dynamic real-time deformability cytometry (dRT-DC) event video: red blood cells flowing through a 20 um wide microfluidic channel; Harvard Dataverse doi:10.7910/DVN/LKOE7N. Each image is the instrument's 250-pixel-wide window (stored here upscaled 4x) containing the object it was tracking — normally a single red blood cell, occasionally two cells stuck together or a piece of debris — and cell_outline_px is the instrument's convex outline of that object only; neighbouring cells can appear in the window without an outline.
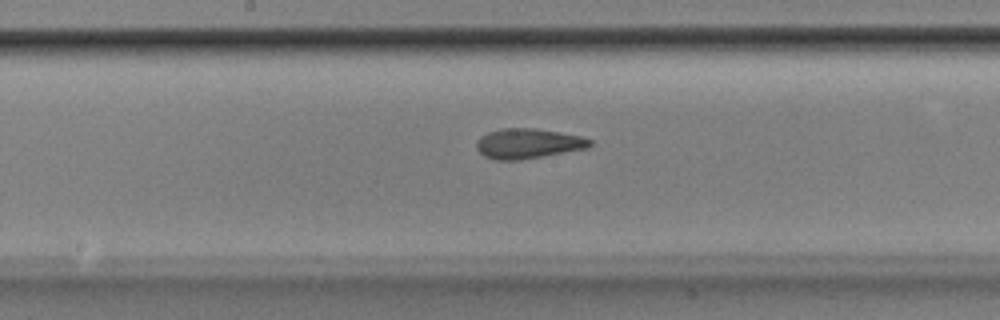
{"species": "Egyptian fruit bat (a non-hibernating species)", "species_latin": "Rousettus aegyptiacus", "temperature_condition": "room temperature", "stored_images_in_passage": 41, "camera_frame_rate_fps": 3000, "um_per_image_px": 0.085, "animal": {"sex": "male"}, "frame": {"image": 1, "passage_image": 16, "time_ms": 5.0, "image_size_px": [1000, 320], "cell_outline_px": [[592, 144], [588, 148], [520, 160], [496, 160], [484, 156], [476, 148], [476, 140], [480, 136], [488, 132], [500, 128], [536, 128], [580, 136], [592, 140]], "centroid_in_image_um": [44.85, 12.2], "position_along_channel_um": 203.3, "area_um2": 19.88}}
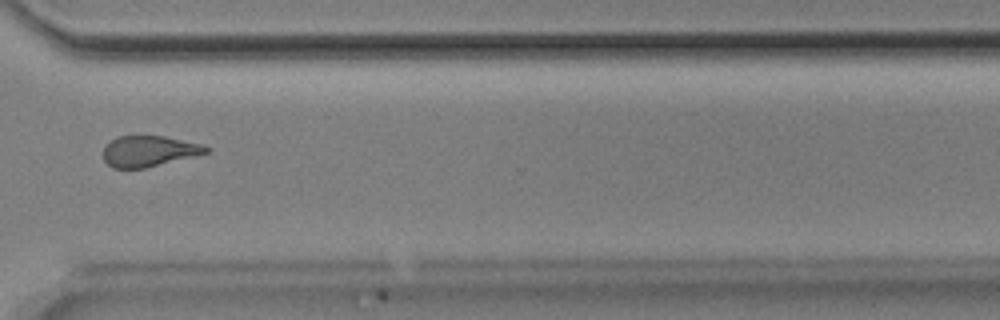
{"frame": {"image": 2, "passage_image": 28, "time_ms": 9.0, "image_size_px": [1000, 320], "cell_outline_px": [[212, 148], [208, 152], [144, 168], [112, 168], [104, 160], [104, 144], [116, 136], [164, 136], [204, 144]], "centroid_in_image_um": [12.64, 12.83], "position_along_channel_um": 358.0, "area_um2": 18.44}}
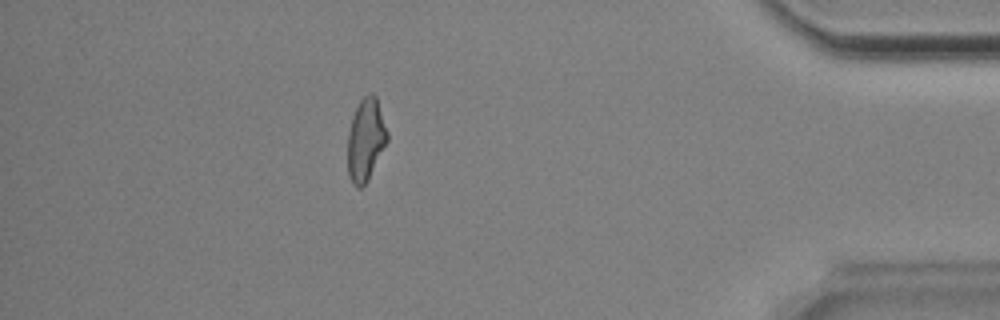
{"frame": {"image": 3, "passage_image": 35, "time_ms": 11.333, "image_size_px": [1000, 320], "cell_outline_px": [[388, 140], [368, 180], [360, 188], [356, 188], [352, 184], [348, 176], [348, 132], [352, 116], [360, 100], [368, 92], [372, 92], [376, 96], [388, 132]], "centroid_in_image_um": [31.08, 11.87], "position_along_channel_um": 404.1, "area_um2": 19.13}, "authors_computed_cell_mechanics": {"area_um2": 19.4208, "velocity_mm_per_s": 3.8702, "shape_relaxation_time_tau1_ms": 5.4224, "shape_relaxation_time_tau2_ms": 2.4038, "deformation_change_tau1": 0.1753, "deformation_change_tau2": 0.1211}}